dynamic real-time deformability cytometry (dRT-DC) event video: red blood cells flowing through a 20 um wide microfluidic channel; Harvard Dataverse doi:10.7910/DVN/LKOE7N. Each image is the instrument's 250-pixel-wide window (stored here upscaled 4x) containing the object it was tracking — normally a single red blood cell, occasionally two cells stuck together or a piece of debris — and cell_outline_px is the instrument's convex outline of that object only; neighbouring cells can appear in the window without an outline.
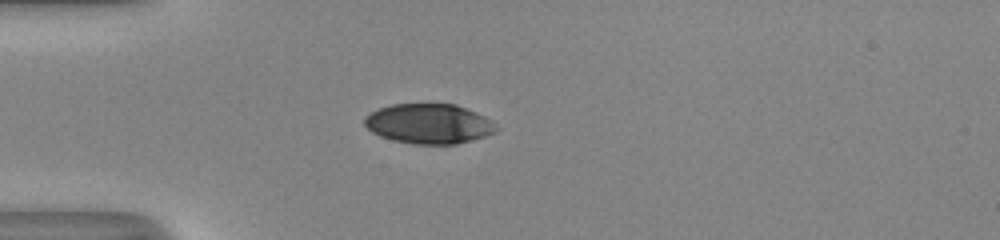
{"species": "human", "species_latin": "Homo sapiens", "temperature_condition": "room temperature", "stored_images_in_passage": 38, "camera_frame_rate_fps": 3000, "um_per_image_px": 0.085, "donor": {"sex": "male"}, "frame": {"image": 1, "passage_image": 1, "time_ms": 0.0, "image_size_px": [1000, 240], "cell_outline_px": [[500, 128], [496, 132], [484, 136], [456, 144], [412, 144], [392, 140], [380, 136], [372, 132], [364, 124], [364, 116], [380, 108], [392, 104], [456, 104], [476, 112], [492, 120]], "centroid_in_image_um": [36.47, 10.52], "position_along_channel_um": 48.5, "area_um2": 30.69}}
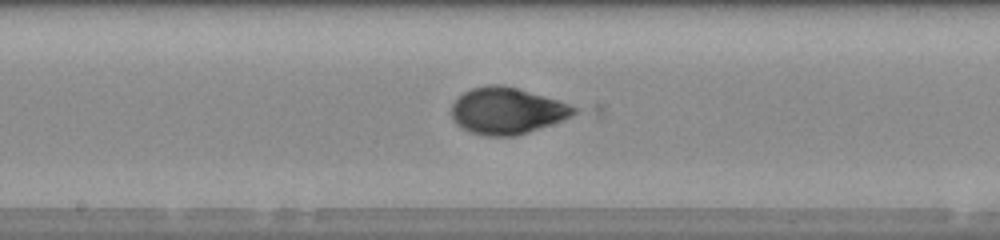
{"frame": {"image": 2, "passage_image": 14, "time_ms": 4.333, "image_size_px": [1000, 240], "cell_outline_px": [[580, 108], [572, 116], [528, 132], [516, 136], [484, 136], [468, 132], [460, 128], [452, 120], [452, 104], [464, 92], [472, 88], [488, 84], [504, 84], [544, 96]], "centroid_in_image_um": [43.05, 9.42], "position_along_channel_um": 205.1, "area_um2": 33.23}}
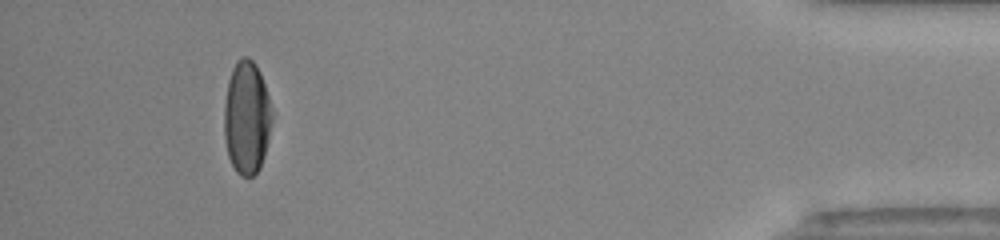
{"frame": {"image": 3, "passage_image": 34, "time_ms": 11.0, "image_size_px": [1000, 240], "cell_outline_px": [[276, 112], [264, 156], [260, 168], [252, 176], [240, 176], [236, 172], [228, 156], [224, 136], [224, 104], [228, 80], [232, 68], [236, 60], [244, 56], [248, 56], [256, 64], [260, 72]], "centroid_in_image_um": [21.01, 9.96], "position_along_channel_um": 414.2, "area_um2": 32.54}, "authors_computed_cell_mechanics": {"area_um2": 32.5414, "velocity_mm_per_s": 4.0629, "shape_relaxation_time_tau1_ms": 3.5554, "shape_relaxation_time_tau2_ms": null, "deformation_change_tau1": 0.155, "deformation_change_tau2": null}}